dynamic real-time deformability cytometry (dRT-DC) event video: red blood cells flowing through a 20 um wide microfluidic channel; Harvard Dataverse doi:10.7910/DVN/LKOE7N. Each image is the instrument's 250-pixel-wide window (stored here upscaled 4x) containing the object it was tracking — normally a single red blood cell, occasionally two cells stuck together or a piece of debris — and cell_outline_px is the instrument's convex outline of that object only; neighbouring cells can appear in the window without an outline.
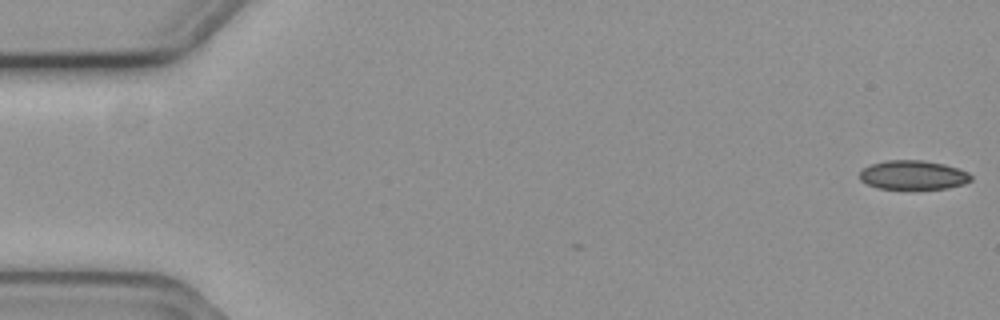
{"species": "common noctule bat (a hibernating species)", "species_latin": "Nyctalus noctula", "temperature_condition": "cold", "stored_images_in_passage": 8, "camera_frame_rate_fps": 3000, "um_per_image_px": 0.085, "animal": {"sex": "female", "body_mass_g": 19.3, "forearm_length_mm": 54.1}, "frame": {"image": 1, "passage_image": 1, "time_ms": 0.0, "image_size_px": [1000, 320], "cell_outline_px": [[972, 180], [964, 184], [948, 188], [912, 192], [876, 188], [860, 180], [860, 172], [868, 164], [884, 160], [920, 160], [944, 164], [968, 172], [972, 176]], "centroid_in_image_um": [77.6, 14.93], "position_along_channel_um": 7.4, "area_um2": 19.83}}